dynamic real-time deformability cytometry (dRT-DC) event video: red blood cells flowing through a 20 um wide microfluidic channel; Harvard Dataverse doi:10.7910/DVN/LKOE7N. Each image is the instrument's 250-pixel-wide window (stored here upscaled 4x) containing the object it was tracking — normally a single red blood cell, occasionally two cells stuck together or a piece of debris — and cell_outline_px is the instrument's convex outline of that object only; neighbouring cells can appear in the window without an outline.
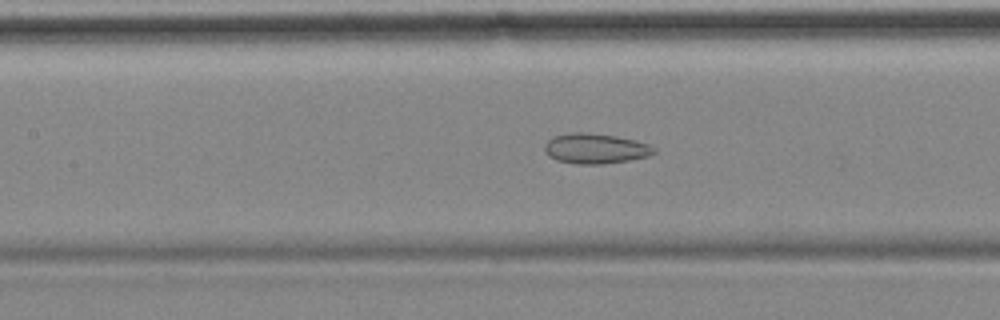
{"species": "common noctule bat (a hibernating species)", "species_latin": "Nyctalus noctula", "temperature_condition": "cold", "stored_images_in_passage": 35, "camera_frame_rate_fps": 3000, "um_per_image_px": 0.085, "animal": {"sex": "female", "body_mass_g": 18.4}, "frame": {"image": 1, "passage_image": 25, "time_ms": 8.0, "image_size_px": [1000, 320], "cell_outline_px": [[656, 152], [648, 156], [628, 160], [600, 164], [576, 164], [556, 160], [548, 156], [544, 152], [544, 144], [552, 136], [568, 132], [588, 132], [616, 136], [648, 144], [656, 148]], "centroid_in_image_um": [50.55, 12.62], "position_along_channel_um": 156.9, "area_um2": 19.36}}
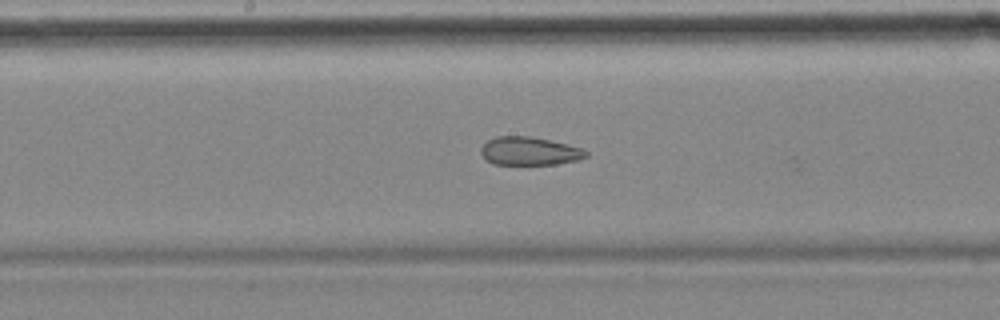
{"frame": {"image": 2, "passage_image": 29, "time_ms": 9.333, "image_size_px": [1000, 320], "cell_outline_px": [[588, 156], [576, 160], [556, 164], [492, 164], [480, 152], [480, 148], [488, 140], [496, 136], [528, 136], [548, 140], [580, 148], [588, 152]], "centroid_in_image_um": [44.97, 12.84], "position_along_channel_um": 203.2, "area_um2": 16.99}}